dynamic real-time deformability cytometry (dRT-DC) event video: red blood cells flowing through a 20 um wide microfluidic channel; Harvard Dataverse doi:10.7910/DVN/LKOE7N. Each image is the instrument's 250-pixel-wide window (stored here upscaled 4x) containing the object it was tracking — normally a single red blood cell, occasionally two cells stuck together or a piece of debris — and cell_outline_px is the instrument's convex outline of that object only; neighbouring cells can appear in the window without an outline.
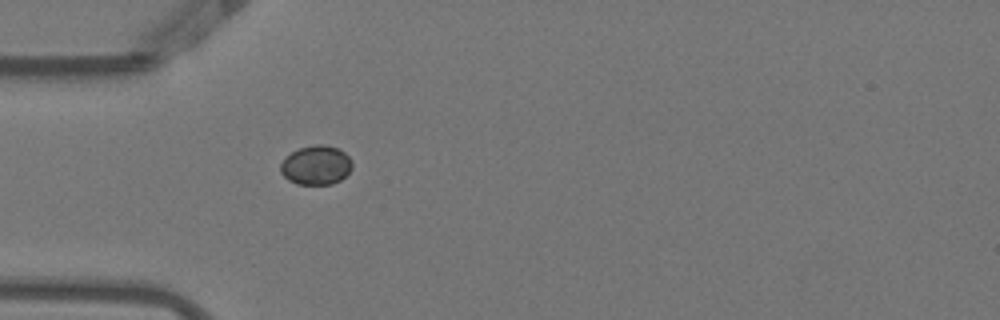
{"species": "Egyptian fruit bat (a non-hibernating species)", "species_latin": "Rousettus aegyptiacus", "temperature_condition": "warm", "stored_images_in_passage": 38, "camera_frame_rate_fps": 3000, "um_per_image_px": 0.085, "animal": {"sex": "female"}, "frame": {"image": 1, "passage_image": 1, "time_ms": 0.0, "image_size_px": [1000, 320], "cell_outline_px": [[352, 168], [340, 180], [332, 184], [296, 184], [288, 180], [280, 172], [280, 164], [292, 152], [300, 148], [316, 144], [324, 144], [340, 148], [352, 160]], "centroid_in_image_um": [26.88, 14.03], "position_along_channel_um": 58.1, "area_um2": 16.36}}
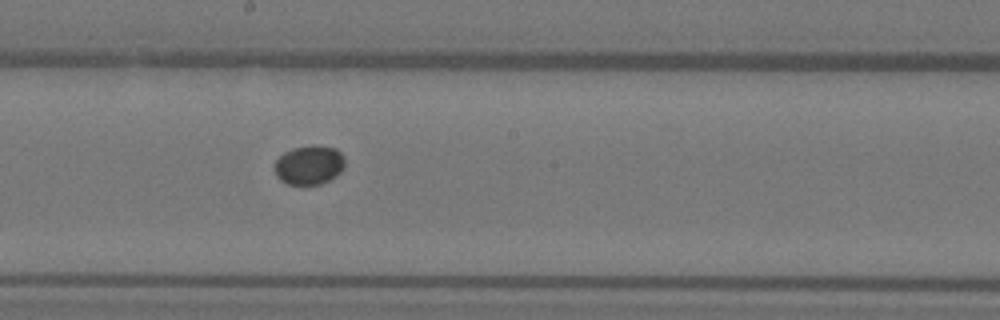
{"frame": {"image": 2, "passage_image": 14, "time_ms": 4.333, "image_size_px": [1000, 320], "cell_outline_px": [[344, 168], [336, 176], [320, 184], [288, 184], [280, 180], [276, 176], [272, 168], [276, 160], [284, 152], [292, 148], [336, 148], [344, 156]], "centroid_in_image_um": [26.24, 14.07], "position_along_channel_um": 222.0, "area_um2": 15.66}}
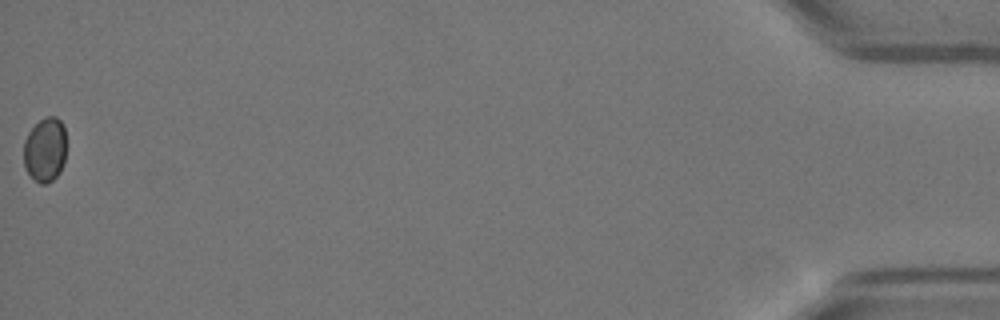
{"frame": {"image": 3, "passage_image": 38, "time_ms": 12.333, "image_size_px": [1000, 320], "cell_outline_px": [[64, 164], [60, 172], [52, 180], [44, 184], [40, 184], [24, 168], [24, 140], [28, 132], [44, 116], [56, 116], [64, 124]], "centroid_in_image_um": [3.82, 12.71], "position_along_channel_um": 431.4, "area_um2": 15.95}}